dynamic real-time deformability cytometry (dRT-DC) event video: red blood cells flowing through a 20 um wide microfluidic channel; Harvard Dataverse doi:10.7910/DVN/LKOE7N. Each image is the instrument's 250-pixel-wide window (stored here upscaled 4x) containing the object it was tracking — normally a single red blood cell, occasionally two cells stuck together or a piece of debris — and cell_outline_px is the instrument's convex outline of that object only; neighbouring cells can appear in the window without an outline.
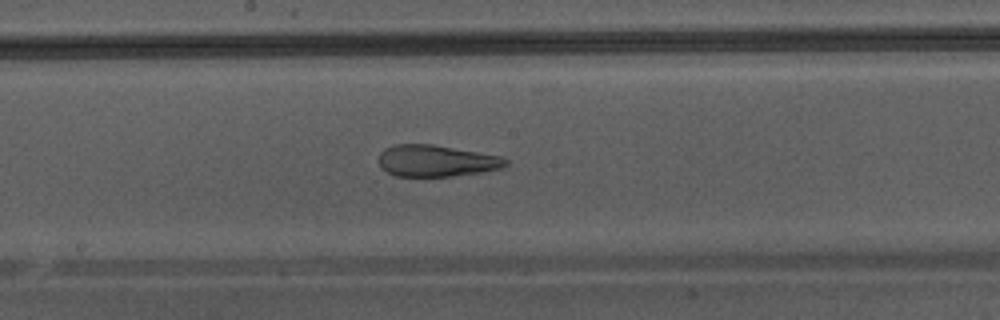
{"species": "Egyptian fruit bat (a non-hibernating species)", "species_latin": "Rousettus aegyptiacus", "temperature_condition": "warm", "stored_images_in_passage": 47, "camera_frame_rate_fps": 3000, "um_per_image_px": 0.085, "animal": {"sex": "male"}, "frame": {"image": 1, "passage_image": 27, "time_ms": 8.667, "image_size_px": [1000, 320], "cell_outline_px": [[508, 164], [500, 168], [480, 172], [452, 176], [396, 176], [388, 172], [380, 164], [380, 152], [384, 148], [396, 144], [432, 144], [504, 156], [508, 160]], "centroid_in_image_um": [37.12, 13.66], "position_along_channel_um": 211.1, "area_um2": 23.29}}